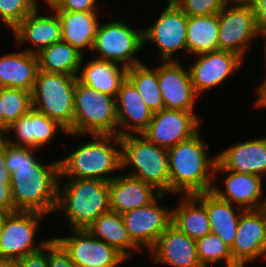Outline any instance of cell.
<instances>
[{
    "instance_id": "1",
    "label": "cell",
    "mask_w": 266,
    "mask_h": 267,
    "mask_svg": "<svg viewBox=\"0 0 266 267\" xmlns=\"http://www.w3.org/2000/svg\"><path fill=\"white\" fill-rule=\"evenodd\" d=\"M37 149L5 141L6 168L12 174L11 187L16 211L55 212L57 206L59 160L40 163Z\"/></svg>"
},
{
    "instance_id": "2",
    "label": "cell",
    "mask_w": 266,
    "mask_h": 267,
    "mask_svg": "<svg viewBox=\"0 0 266 267\" xmlns=\"http://www.w3.org/2000/svg\"><path fill=\"white\" fill-rule=\"evenodd\" d=\"M168 157L171 193L195 195L212 190L217 158L209 157L199 132L169 148Z\"/></svg>"
},
{
    "instance_id": "3",
    "label": "cell",
    "mask_w": 266,
    "mask_h": 267,
    "mask_svg": "<svg viewBox=\"0 0 266 267\" xmlns=\"http://www.w3.org/2000/svg\"><path fill=\"white\" fill-rule=\"evenodd\" d=\"M66 158L59 159L60 177L96 179L110 182L107 176L122 169L121 140L118 135H92ZM120 147V148H117Z\"/></svg>"
},
{
    "instance_id": "4",
    "label": "cell",
    "mask_w": 266,
    "mask_h": 267,
    "mask_svg": "<svg viewBox=\"0 0 266 267\" xmlns=\"http://www.w3.org/2000/svg\"><path fill=\"white\" fill-rule=\"evenodd\" d=\"M58 182L57 206L66 214L72 229H87L100 215L110 211L109 182L68 178ZM63 186V187H62Z\"/></svg>"
},
{
    "instance_id": "5",
    "label": "cell",
    "mask_w": 266,
    "mask_h": 267,
    "mask_svg": "<svg viewBox=\"0 0 266 267\" xmlns=\"http://www.w3.org/2000/svg\"><path fill=\"white\" fill-rule=\"evenodd\" d=\"M135 135L120 136L122 169L133 166L135 171L127 175L153 185L161 193L170 192L168 149Z\"/></svg>"
},
{
    "instance_id": "6",
    "label": "cell",
    "mask_w": 266,
    "mask_h": 267,
    "mask_svg": "<svg viewBox=\"0 0 266 267\" xmlns=\"http://www.w3.org/2000/svg\"><path fill=\"white\" fill-rule=\"evenodd\" d=\"M118 135L116 97L101 93L78 79L74 93L73 136Z\"/></svg>"
},
{
    "instance_id": "7",
    "label": "cell",
    "mask_w": 266,
    "mask_h": 267,
    "mask_svg": "<svg viewBox=\"0 0 266 267\" xmlns=\"http://www.w3.org/2000/svg\"><path fill=\"white\" fill-rule=\"evenodd\" d=\"M76 76L38 71L32 92V108L56 120L73 134Z\"/></svg>"
},
{
    "instance_id": "8",
    "label": "cell",
    "mask_w": 266,
    "mask_h": 267,
    "mask_svg": "<svg viewBox=\"0 0 266 267\" xmlns=\"http://www.w3.org/2000/svg\"><path fill=\"white\" fill-rule=\"evenodd\" d=\"M143 47V29H133L118 20L99 24L91 51L101 54L97 59L120 63L130 68L143 63L133 57Z\"/></svg>"
},
{
    "instance_id": "9",
    "label": "cell",
    "mask_w": 266,
    "mask_h": 267,
    "mask_svg": "<svg viewBox=\"0 0 266 267\" xmlns=\"http://www.w3.org/2000/svg\"><path fill=\"white\" fill-rule=\"evenodd\" d=\"M45 214L36 211H16L5 220L0 235V258L7 262H17L28 254L41 250L51 239L35 245L39 221Z\"/></svg>"
},
{
    "instance_id": "10",
    "label": "cell",
    "mask_w": 266,
    "mask_h": 267,
    "mask_svg": "<svg viewBox=\"0 0 266 267\" xmlns=\"http://www.w3.org/2000/svg\"><path fill=\"white\" fill-rule=\"evenodd\" d=\"M219 50L232 52L243 60L248 44L260 32L252 5H225L219 12Z\"/></svg>"
},
{
    "instance_id": "11",
    "label": "cell",
    "mask_w": 266,
    "mask_h": 267,
    "mask_svg": "<svg viewBox=\"0 0 266 267\" xmlns=\"http://www.w3.org/2000/svg\"><path fill=\"white\" fill-rule=\"evenodd\" d=\"M77 267H117L126 260L115 248L87 229H72L70 236L53 238Z\"/></svg>"
},
{
    "instance_id": "12",
    "label": "cell",
    "mask_w": 266,
    "mask_h": 267,
    "mask_svg": "<svg viewBox=\"0 0 266 267\" xmlns=\"http://www.w3.org/2000/svg\"><path fill=\"white\" fill-rule=\"evenodd\" d=\"M167 4L156 22L143 29L144 46L146 41L155 43L161 51V61H171L178 50L187 52L188 15L174 1Z\"/></svg>"
},
{
    "instance_id": "13",
    "label": "cell",
    "mask_w": 266,
    "mask_h": 267,
    "mask_svg": "<svg viewBox=\"0 0 266 267\" xmlns=\"http://www.w3.org/2000/svg\"><path fill=\"white\" fill-rule=\"evenodd\" d=\"M165 193H161L150 204L122 214L125 228L131 240L142 250L155 246L160 235L172 224V209L159 206Z\"/></svg>"
},
{
    "instance_id": "14",
    "label": "cell",
    "mask_w": 266,
    "mask_h": 267,
    "mask_svg": "<svg viewBox=\"0 0 266 267\" xmlns=\"http://www.w3.org/2000/svg\"><path fill=\"white\" fill-rule=\"evenodd\" d=\"M200 123L194 112L163 108L153 114L141 135L157 146L169 149L197 134Z\"/></svg>"
},
{
    "instance_id": "15",
    "label": "cell",
    "mask_w": 266,
    "mask_h": 267,
    "mask_svg": "<svg viewBox=\"0 0 266 267\" xmlns=\"http://www.w3.org/2000/svg\"><path fill=\"white\" fill-rule=\"evenodd\" d=\"M230 250L239 267L260 256L266 257V213L263 208L242 212Z\"/></svg>"
},
{
    "instance_id": "16",
    "label": "cell",
    "mask_w": 266,
    "mask_h": 267,
    "mask_svg": "<svg viewBox=\"0 0 266 267\" xmlns=\"http://www.w3.org/2000/svg\"><path fill=\"white\" fill-rule=\"evenodd\" d=\"M157 71L158 84L164 108L182 111H194L195 93L191 75L176 60L162 61Z\"/></svg>"
},
{
    "instance_id": "17",
    "label": "cell",
    "mask_w": 266,
    "mask_h": 267,
    "mask_svg": "<svg viewBox=\"0 0 266 267\" xmlns=\"http://www.w3.org/2000/svg\"><path fill=\"white\" fill-rule=\"evenodd\" d=\"M196 61L189 67L195 93L200 96L221 84L232 72L238 71L243 59L228 51H213L196 55Z\"/></svg>"
},
{
    "instance_id": "18",
    "label": "cell",
    "mask_w": 266,
    "mask_h": 267,
    "mask_svg": "<svg viewBox=\"0 0 266 267\" xmlns=\"http://www.w3.org/2000/svg\"><path fill=\"white\" fill-rule=\"evenodd\" d=\"M227 173L225 177V190L221 191L215 184L212 187V192L220 199L236 203L237 206L244 210L262 209L265 200L261 201L263 178L255 174H243L234 171L223 169L217 162L214 167V179L217 178V172ZM229 172V173H228Z\"/></svg>"
},
{
    "instance_id": "19",
    "label": "cell",
    "mask_w": 266,
    "mask_h": 267,
    "mask_svg": "<svg viewBox=\"0 0 266 267\" xmlns=\"http://www.w3.org/2000/svg\"><path fill=\"white\" fill-rule=\"evenodd\" d=\"M155 263L173 267H203L198 258L196 240L171 224L149 251Z\"/></svg>"
},
{
    "instance_id": "20",
    "label": "cell",
    "mask_w": 266,
    "mask_h": 267,
    "mask_svg": "<svg viewBox=\"0 0 266 267\" xmlns=\"http://www.w3.org/2000/svg\"><path fill=\"white\" fill-rule=\"evenodd\" d=\"M58 128L68 134L56 120L32 108L14 121L2 137L10 144L38 150L39 147L41 148L43 145L50 143L54 136L57 135ZM12 131L16 134L17 139L8 137L7 133Z\"/></svg>"
},
{
    "instance_id": "21",
    "label": "cell",
    "mask_w": 266,
    "mask_h": 267,
    "mask_svg": "<svg viewBox=\"0 0 266 267\" xmlns=\"http://www.w3.org/2000/svg\"><path fill=\"white\" fill-rule=\"evenodd\" d=\"M116 109L118 136L131 134V131L134 134H141L151 122L154 114L143 101L139 91L127 78L116 96Z\"/></svg>"
},
{
    "instance_id": "22",
    "label": "cell",
    "mask_w": 266,
    "mask_h": 267,
    "mask_svg": "<svg viewBox=\"0 0 266 267\" xmlns=\"http://www.w3.org/2000/svg\"><path fill=\"white\" fill-rule=\"evenodd\" d=\"M38 8H35L26 16L11 32L16 43L29 42L35 50L27 49V52L38 54L43 48L61 41V22L57 13L52 10L50 16H39Z\"/></svg>"
},
{
    "instance_id": "23",
    "label": "cell",
    "mask_w": 266,
    "mask_h": 267,
    "mask_svg": "<svg viewBox=\"0 0 266 267\" xmlns=\"http://www.w3.org/2000/svg\"><path fill=\"white\" fill-rule=\"evenodd\" d=\"M217 163L225 170L243 174H266V137L228 147L216 154Z\"/></svg>"
},
{
    "instance_id": "24",
    "label": "cell",
    "mask_w": 266,
    "mask_h": 267,
    "mask_svg": "<svg viewBox=\"0 0 266 267\" xmlns=\"http://www.w3.org/2000/svg\"><path fill=\"white\" fill-rule=\"evenodd\" d=\"M141 179L127 174L118 175L109 182L110 210L123 214L150 204L161 192Z\"/></svg>"
},
{
    "instance_id": "25",
    "label": "cell",
    "mask_w": 266,
    "mask_h": 267,
    "mask_svg": "<svg viewBox=\"0 0 266 267\" xmlns=\"http://www.w3.org/2000/svg\"><path fill=\"white\" fill-rule=\"evenodd\" d=\"M39 59L37 54L11 52L0 56V88H15L33 92Z\"/></svg>"
},
{
    "instance_id": "26",
    "label": "cell",
    "mask_w": 266,
    "mask_h": 267,
    "mask_svg": "<svg viewBox=\"0 0 266 267\" xmlns=\"http://www.w3.org/2000/svg\"><path fill=\"white\" fill-rule=\"evenodd\" d=\"M205 207L209 216L211 233L218 235L225 244L232 247L237 233L238 222L244 209L223 199L211 191L194 195ZM236 210V211H235Z\"/></svg>"
},
{
    "instance_id": "27",
    "label": "cell",
    "mask_w": 266,
    "mask_h": 267,
    "mask_svg": "<svg viewBox=\"0 0 266 267\" xmlns=\"http://www.w3.org/2000/svg\"><path fill=\"white\" fill-rule=\"evenodd\" d=\"M61 22V40L69 43L84 55V48L92 50L99 21L96 11H55Z\"/></svg>"
},
{
    "instance_id": "28",
    "label": "cell",
    "mask_w": 266,
    "mask_h": 267,
    "mask_svg": "<svg viewBox=\"0 0 266 267\" xmlns=\"http://www.w3.org/2000/svg\"><path fill=\"white\" fill-rule=\"evenodd\" d=\"M128 68L112 61L92 59L77 76V79L103 94L116 97L127 78Z\"/></svg>"
},
{
    "instance_id": "29",
    "label": "cell",
    "mask_w": 266,
    "mask_h": 267,
    "mask_svg": "<svg viewBox=\"0 0 266 267\" xmlns=\"http://www.w3.org/2000/svg\"><path fill=\"white\" fill-rule=\"evenodd\" d=\"M87 230L98 239L115 248L126 259L132 255V251L140 248L131 240L125 228L122 214L108 211L100 215Z\"/></svg>"
},
{
    "instance_id": "30",
    "label": "cell",
    "mask_w": 266,
    "mask_h": 267,
    "mask_svg": "<svg viewBox=\"0 0 266 267\" xmlns=\"http://www.w3.org/2000/svg\"><path fill=\"white\" fill-rule=\"evenodd\" d=\"M176 209H172V224L192 239L211 233L206 207L194 196L184 195Z\"/></svg>"
},
{
    "instance_id": "31",
    "label": "cell",
    "mask_w": 266,
    "mask_h": 267,
    "mask_svg": "<svg viewBox=\"0 0 266 267\" xmlns=\"http://www.w3.org/2000/svg\"><path fill=\"white\" fill-rule=\"evenodd\" d=\"M37 56L39 70L77 77L85 55L61 40L43 48Z\"/></svg>"
},
{
    "instance_id": "32",
    "label": "cell",
    "mask_w": 266,
    "mask_h": 267,
    "mask_svg": "<svg viewBox=\"0 0 266 267\" xmlns=\"http://www.w3.org/2000/svg\"><path fill=\"white\" fill-rule=\"evenodd\" d=\"M219 13L188 16L187 53L198 55L219 50Z\"/></svg>"
},
{
    "instance_id": "33",
    "label": "cell",
    "mask_w": 266,
    "mask_h": 267,
    "mask_svg": "<svg viewBox=\"0 0 266 267\" xmlns=\"http://www.w3.org/2000/svg\"><path fill=\"white\" fill-rule=\"evenodd\" d=\"M127 79L139 91L143 101L153 113L164 108L157 71L154 68H149L145 63L130 67Z\"/></svg>"
},
{
    "instance_id": "34",
    "label": "cell",
    "mask_w": 266,
    "mask_h": 267,
    "mask_svg": "<svg viewBox=\"0 0 266 267\" xmlns=\"http://www.w3.org/2000/svg\"><path fill=\"white\" fill-rule=\"evenodd\" d=\"M198 258L203 267L225 261L226 267H239L232 258L230 247L216 234L209 233L196 240Z\"/></svg>"
},
{
    "instance_id": "35",
    "label": "cell",
    "mask_w": 266,
    "mask_h": 267,
    "mask_svg": "<svg viewBox=\"0 0 266 267\" xmlns=\"http://www.w3.org/2000/svg\"><path fill=\"white\" fill-rule=\"evenodd\" d=\"M4 134L8 127L32 109V93L23 89L0 88Z\"/></svg>"
},
{
    "instance_id": "36",
    "label": "cell",
    "mask_w": 266,
    "mask_h": 267,
    "mask_svg": "<svg viewBox=\"0 0 266 267\" xmlns=\"http://www.w3.org/2000/svg\"><path fill=\"white\" fill-rule=\"evenodd\" d=\"M34 9V0H0V20L12 31Z\"/></svg>"
},
{
    "instance_id": "37",
    "label": "cell",
    "mask_w": 266,
    "mask_h": 267,
    "mask_svg": "<svg viewBox=\"0 0 266 267\" xmlns=\"http://www.w3.org/2000/svg\"><path fill=\"white\" fill-rule=\"evenodd\" d=\"M188 16L218 14L225 6L223 0H173Z\"/></svg>"
},
{
    "instance_id": "38",
    "label": "cell",
    "mask_w": 266,
    "mask_h": 267,
    "mask_svg": "<svg viewBox=\"0 0 266 267\" xmlns=\"http://www.w3.org/2000/svg\"><path fill=\"white\" fill-rule=\"evenodd\" d=\"M0 171V211L5 213L15 212V205L12 196L11 173L6 167Z\"/></svg>"
},
{
    "instance_id": "39",
    "label": "cell",
    "mask_w": 266,
    "mask_h": 267,
    "mask_svg": "<svg viewBox=\"0 0 266 267\" xmlns=\"http://www.w3.org/2000/svg\"><path fill=\"white\" fill-rule=\"evenodd\" d=\"M48 267H77L53 238L48 242Z\"/></svg>"
},
{
    "instance_id": "40",
    "label": "cell",
    "mask_w": 266,
    "mask_h": 267,
    "mask_svg": "<svg viewBox=\"0 0 266 267\" xmlns=\"http://www.w3.org/2000/svg\"><path fill=\"white\" fill-rule=\"evenodd\" d=\"M96 0H63L54 11L89 12L95 11Z\"/></svg>"
},
{
    "instance_id": "41",
    "label": "cell",
    "mask_w": 266,
    "mask_h": 267,
    "mask_svg": "<svg viewBox=\"0 0 266 267\" xmlns=\"http://www.w3.org/2000/svg\"><path fill=\"white\" fill-rule=\"evenodd\" d=\"M17 263L20 267H48V243L41 250L26 255Z\"/></svg>"
},
{
    "instance_id": "42",
    "label": "cell",
    "mask_w": 266,
    "mask_h": 267,
    "mask_svg": "<svg viewBox=\"0 0 266 267\" xmlns=\"http://www.w3.org/2000/svg\"><path fill=\"white\" fill-rule=\"evenodd\" d=\"M252 6L260 30H266V0H253Z\"/></svg>"
},
{
    "instance_id": "43",
    "label": "cell",
    "mask_w": 266,
    "mask_h": 267,
    "mask_svg": "<svg viewBox=\"0 0 266 267\" xmlns=\"http://www.w3.org/2000/svg\"><path fill=\"white\" fill-rule=\"evenodd\" d=\"M263 83L259 84L257 88L258 100L255 103L256 107H266V80L262 81Z\"/></svg>"
},
{
    "instance_id": "44",
    "label": "cell",
    "mask_w": 266,
    "mask_h": 267,
    "mask_svg": "<svg viewBox=\"0 0 266 267\" xmlns=\"http://www.w3.org/2000/svg\"><path fill=\"white\" fill-rule=\"evenodd\" d=\"M2 167H6L5 140L0 137V171H2Z\"/></svg>"
},
{
    "instance_id": "45",
    "label": "cell",
    "mask_w": 266,
    "mask_h": 267,
    "mask_svg": "<svg viewBox=\"0 0 266 267\" xmlns=\"http://www.w3.org/2000/svg\"><path fill=\"white\" fill-rule=\"evenodd\" d=\"M44 1H45V3H47V6H49L50 9L53 10V9L57 8L62 3L63 0H44ZM38 4H39V2L34 0L35 8H39Z\"/></svg>"
},
{
    "instance_id": "46",
    "label": "cell",
    "mask_w": 266,
    "mask_h": 267,
    "mask_svg": "<svg viewBox=\"0 0 266 267\" xmlns=\"http://www.w3.org/2000/svg\"><path fill=\"white\" fill-rule=\"evenodd\" d=\"M223 2L225 5H252L253 4V0H223Z\"/></svg>"
},
{
    "instance_id": "47",
    "label": "cell",
    "mask_w": 266,
    "mask_h": 267,
    "mask_svg": "<svg viewBox=\"0 0 266 267\" xmlns=\"http://www.w3.org/2000/svg\"><path fill=\"white\" fill-rule=\"evenodd\" d=\"M4 135V117L2 111V100L0 96V137Z\"/></svg>"
},
{
    "instance_id": "48",
    "label": "cell",
    "mask_w": 266,
    "mask_h": 267,
    "mask_svg": "<svg viewBox=\"0 0 266 267\" xmlns=\"http://www.w3.org/2000/svg\"><path fill=\"white\" fill-rule=\"evenodd\" d=\"M9 214H10V213H5V212L0 211V235H1L2 231H3L4 225H5L6 217H7Z\"/></svg>"
},
{
    "instance_id": "49",
    "label": "cell",
    "mask_w": 266,
    "mask_h": 267,
    "mask_svg": "<svg viewBox=\"0 0 266 267\" xmlns=\"http://www.w3.org/2000/svg\"><path fill=\"white\" fill-rule=\"evenodd\" d=\"M3 267H20L17 262H6Z\"/></svg>"
},
{
    "instance_id": "50",
    "label": "cell",
    "mask_w": 266,
    "mask_h": 267,
    "mask_svg": "<svg viewBox=\"0 0 266 267\" xmlns=\"http://www.w3.org/2000/svg\"><path fill=\"white\" fill-rule=\"evenodd\" d=\"M265 36L264 38H265V59H266V30H260V32H259V34H258V36ZM266 61V60H265ZM266 63V62H265ZM266 66V65H265ZM266 79V78H265Z\"/></svg>"
},
{
    "instance_id": "51",
    "label": "cell",
    "mask_w": 266,
    "mask_h": 267,
    "mask_svg": "<svg viewBox=\"0 0 266 267\" xmlns=\"http://www.w3.org/2000/svg\"><path fill=\"white\" fill-rule=\"evenodd\" d=\"M7 261L0 258V267H3V265L6 263Z\"/></svg>"
},
{
    "instance_id": "52",
    "label": "cell",
    "mask_w": 266,
    "mask_h": 267,
    "mask_svg": "<svg viewBox=\"0 0 266 267\" xmlns=\"http://www.w3.org/2000/svg\"><path fill=\"white\" fill-rule=\"evenodd\" d=\"M264 200H265V204H264L263 209L265 210V213H266V197H264Z\"/></svg>"
}]
</instances>
